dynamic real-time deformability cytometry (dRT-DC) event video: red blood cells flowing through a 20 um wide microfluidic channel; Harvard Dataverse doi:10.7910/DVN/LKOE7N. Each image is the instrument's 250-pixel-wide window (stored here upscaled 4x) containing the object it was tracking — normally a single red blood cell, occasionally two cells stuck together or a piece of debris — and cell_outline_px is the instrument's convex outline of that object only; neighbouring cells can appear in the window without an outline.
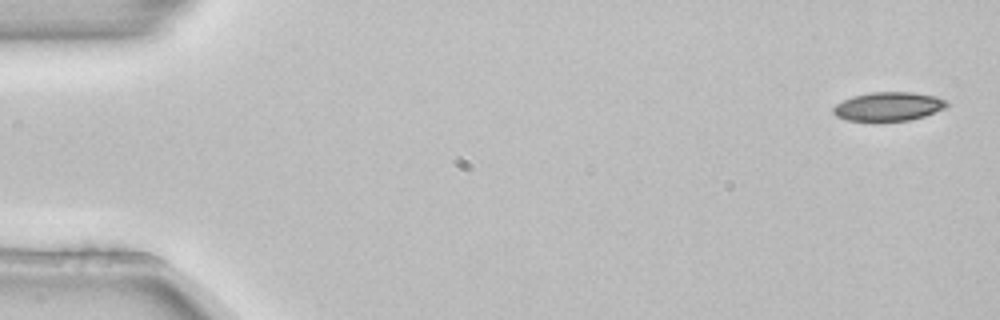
{"species": "common noctule bat (a hibernating species)", "species_latin": "Nyctalus noctula", "temperature_condition": "room temperature", "stored_images_in_passage": 5, "camera_frame_rate_fps": 3000, "um_per_image_px": 0.085, "animal": {"sex": "female", "body_mass_g": 22.7, "forearm_length_mm": 54.2}, "frame": {"image": 1, "passage_image": 1, "time_ms": 0.0, "image_size_px": [1000, 320], "cell_outline_px": [[948, 104], [944, 108], [924, 116], [908, 120], [876, 124], [848, 120], [836, 116], [832, 112], [832, 108], [836, 104], [852, 96], [868, 92], [912, 92], [936, 96], [948, 100]], "centroid_in_image_um": [75.47, 9.08], "position_along_channel_um": 9.5, "area_um2": 19.77}}
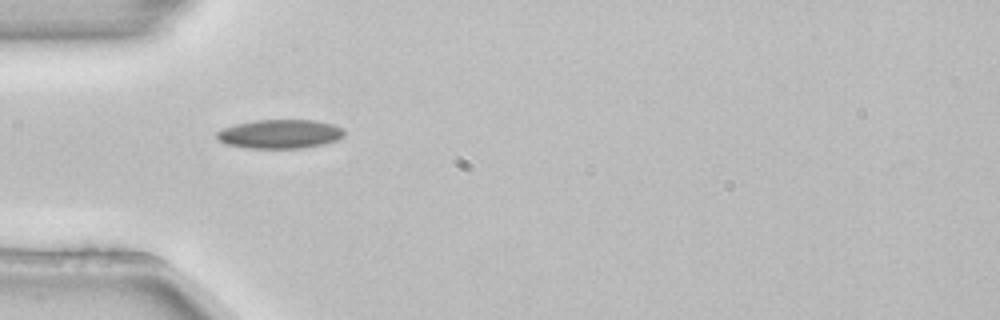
{"frame": {"image": 2, "passage_image": 5, "time_ms": 1.333, "image_size_px": [1000, 320], "cell_outline_px": [[344, 136], [336, 140], [324, 144], [304, 148], [244, 148], [224, 144], [216, 136], [216, 132], [224, 128], [236, 124], [256, 120], [316, 120], [332, 124], [344, 128]], "centroid_in_image_um": [23.8, 11.39], "position_along_channel_um": 61.2, "area_um2": 21.62}}